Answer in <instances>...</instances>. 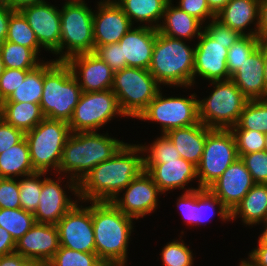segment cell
Listing matches in <instances>:
<instances>
[{
	"label": "cell",
	"mask_w": 267,
	"mask_h": 266,
	"mask_svg": "<svg viewBox=\"0 0 267 266\" xmlns=\"http://www.w3.org/2000/svg\"><path fill=\"white\" fill-rule=\"evenodd\" d=\"M264 230L261 232L260 236L258 237L257 245H267V220L263 222Z\"/></svg>",
	"instance_id": "cell-61"
},
{
	"label": "cell",
	"mask_w": 267,
	"mask_h": 266,
	"mask_svg": "<svg viewBox=\"0 0 267 266\" xmlns=\"http://www.w3.org/2000/svg\"><path fill=\"white\" fill-rule=\"evenodd\" d=\"M231 129L256 130L267 133V101L248 100L237 124Z\"/></svg>",
	"instance_id": "cell-36"
},
{
	"label": "cell",
	"mask_w": 267,
	"mask_h": 266,
	"mask_svg": "<svg viewBox=\"0 0 267 266\" xmlns=\"http://www.w3.org/2000/svg\"><path fill=\"white\" fill-rule=\"evenodd\" d=\"M176 3H178L177 7L187 14L196 17L203 24L216 17V14L209 8L207 0H179Z\"/></svg>",
	"instance_id": "cell-49"
},
{
	"label": "cell",
	"mask_w": 267,
	"mask_h": 266,
	"mask_svg": "<svg viewBox=\"0 0 267 266\" xmlns=\"http://www.w3.org/2000/svg\"><path fill=\"white\" fill-rule=\"evenodd\" d=\"M66 63L71 67L82 92L111 89L114 71L95 53L71 56Z\"/></svg>",
	"instance_id": "cell-20"
},
{
	"label": "cell",
	"mask_w": 267,
	"mask_h": 266,
	"mask_svg": "<svg viewBox=\"0 0 267 266\" xmlns=\"http://www.w3.org/2000/svg\"><path fill=\"white\" fill-rule=\"evenodd\" d=\"M25 133L0 118V154L21 142Z\"/></svg>",
	"instance_id": "cell-51"
},
{
	"label": "cell",
	"mask_w": 267,
	"mask_h": 266,
	"mask_svg": "<svg viewBox=\"0 0 267 266\" xmlns=\"http://www.w3.org/2000/svg\"><path fill=\"white\" fill-rule=\"evenodd\" d=\"M139 145L143 150L144 164H162L165 163V161H171L181 158L176 147L165 134H160V137H157L149 145Z\"/></svg>",
	"instance_id": "cell-38"
},
{
	"label": "cell",
	"mask_w": 267,
	"mask_h": 266,
	"mask_svg": "<svg viewBox=\"0 0 267 266\" xmlns=\"http://www.w3.org/2000/svg\"><path fill=\"white\" fill-rule=\"evenodd\" d=\"M6 40L28 47L38 56H40L39 54L42 51L34 31L30 28L26 18L19 10H15L10 16Z\"/></svg>",
	"instance_id": "cell-35"
},
{
	"label": "cell",
	"mask_w": 267,
	"mask_h": 266,
	"mask_svg": "<svg viewBox=\"0 0 267 266\" xmlns=\"http://www.w3.org/2000/svg\"><path fill=\"white\" fill-rule=\"evenodd\" d=\"M230 0H207L209 8L217 14L220 12Z\"/></svg>",
	"instance_id": "cell-59"
},
{
	"label": "cell",
	"mask_w": 267,
	"mask_h": 266,
	"mask_svg": "<svg viewBox=\"0 0 267 266\" xmlns=\"http://www.w3.org/2000/svg\"><path fill=\"white\" fill-rule=\"evenodd\" d=\"M60 248L56 225L37 223L16 241L15 253L24 258L37 259L45 265Z\"/></svg>",
	"instance_id": "cell-21"
},
{
	"label": "cell",
	"mask_w": 267,
	"mask_h": 266,
	"mask_svg": "<svg viewBox=\"0 0 267 266\" xmlns=\"http://www.w3.org/2000/svg\"><path fill=\"white\" fill-rule=\"evenodd\" d=\"M195 44L193 86L197 77L208 82L230 79L226 60L234 43L217 42L203 30Z\"/></svg>",
	"instance_id": "cell-17"
},
{
	"label": "cell",
	"mask_w": 267,
	"mask_h": 266,
	"mask_svg": "<svg viewBox=\"0 0 267 266\" xmlns=\"http://www.w3.org/2000/svg\"><path fill=\"white\" fill-rule=\"evenodd\" d=\"M170 0L165 8L158 32L174 39L193 41L199 38L204 30V24L196 17L187 14Z\"/></svg>",
	"instance_id": "cell-26"
},
{
	"label": "cell",
	"mask_w": 267,
	"mask_h": 266,
	"mask_svg": "<svg viewBox=\"0 0 267 266\" xmlns=\"http://www.w3.org/2000/svg\"><path fill=\"white\" fill-rule=\"evenodd\" d=\"M0 52L4 67L9 69L32 70L44 61L32 49L7 40L0 44Z\"/></svg>",
	"instance_id": "cell-33"
},
{
	"label": "cell",
	"mask_w": 267,
	"mask_h": 266,
	"mask_svg": "<svg viewBox=\"0 0 267 266\" xmlns=\"http://www.w3.org/2000/svg\"><path fill=\"white\" fill-rule=\"evenodd\" d=\"M265 151H267V133L265 134Z\"/></svg>",
	"instance_id": "cell-65"
},
{
	"label": "cell",
	"mask_w": 267,
	"mask_h": 266,
	"mask_svg": "<svg viewBox=\"0 0 267 266\" xmlns=\"http://www.w3.org/2000/svg\"><path fill=\"white\" fill-rule=\"evenodd\" d=\"M258 47L261 49L264 57V79L267 91V38L260 39Z\"/></svg>",
	"instance_id": "cell-58"
},
{
	"label": "cell",
	"mask_w": 267,
	"mask_h": 266,
	"mask_svg": "<svg viewBox=\"0 0 267 266\" xmlns=\"http://www.w3.org/2000/svg\"><path fill=\"white\" fill-rule=\"evenodd\" d=\"M157 33L148 68L159 85L193 87L195 46Z\"/></svg>",
	"instance_id": "cell-4"
},
{
	"label": "cell",
	"mask_w": 267,
	"mask_h": 266,
	"mask_svg": "<svg viewBox=\"0 0 267 266\" xmlns=\"http://www.w3.org/2000/svg\"><path fill=\"white\" fill-rule=\"evenodd\" d=\"M260 0H230L216 18L242 36H257ZM255 28L248 29L251 24ZM249 31H245V30ZM247 32V33H246Z\"/></svg>",
	"instance_id": "cell-25"
},
{
	"label": "cell",
	"mask_w": 267,
	"mask_h": 266,
	"mask_svg": "<svg viewBox=\"0 0 267 266\" xmlns=\"http://www.w3.org/2000/svg\"><path fill=\"white\" fill-rule=\"evenodd\" d=\"M236 141L230 129H211L197 166L198 188H208L238 159Z\"/></svg>",
	"instance_id": "cell-12"
},
{
	"label": "cell",
	"mask_w": 267,
	"mask_h": 266,
	"mask_svg": "<svg viewBox=\"0 0 267 266\" xmlns=\"http://www.w3.org/2000/svg\"><path fill=\"white\" fill-rule=\"evenodd\" d=\"M18 179L0 178V208H21Z\"/></svg>",
	"instance_id": "cell-45"
},
{
	"label": "cell",
	"mask_w": 267,
	"mask_h": 266,
	"mask_svg": "<svg viewBox=\"0 0 267 266\" xmlns=\"http://www.w3.org/2000/svg\"><path fill=\"white\" fill-rule=\"evenodd\" d=\"M193 251L184 240L173 239L162 248L161 261L164 266H194Z\"/></svg>",
	"instance_id": "cell-42"
},
{
	"label": "cell",
	"mask_w": 267,
	"mask_h": 266,
	"mask_svg": "<svg viewBox=\"0 0 267 266\" xmlns=\"http://www.w3.org/2000/svg\"><path fill=\"white\" fill-rule=\"evenodd\" d=\"M257 36L260 39L267 38V0H260Z\"/></svg>",
	"instance_id": "cell-55"
},
{
	"label": "cell",
	"mask_w": 267,
	"mask_h": 266,
	"mask_svg": "<svg viewBox=\"0 0 267 266\" xmlns=\"http://www.w3.org/2000/svg\"><path fill=\"white\" fill-rule=\"evenodd\" d=\"M44 172H35L28 176L18 178L21 208L25 211L34 212L39 204V196L44 181Z\"/></svg>",
	"instance_id": "cell-39"
},
{
	"label": "cell",
	"mask_w": 267,
	"mask_h": 266,
	"mask_svg": "<svg viewBox=\"0 0 267 266\" xmlns=\"http://www.w3.org/2000/svg\"><path fill=\"white\" fill-rule=\"evenodd\" d=\"M213 91L198 99L199 121L211 129L234 127L248 99L231 80L211 81Z\"/></svg>",
	"instance_id": "cell-6"
},
{
	"label": "cell",
	"mask_w": 267,
	"mask_h": 266,
	"mask_svg": "<svg viewBox=\"0 0 267 266\" xmlns=\"http://www.w3.org/2000/svg\"><path fill=\"white\" fill-rule=\"evenodd\" d=\"M256 183L239 157L208 189L231 212Z\"/></svg>",
	"instance_id": "cell-19"
},
{
	"label": "cell",
	"mask_w": 267,
	"mask_h": 266,
	"mask_svg": "<svg viewBox=\"0 0 267 266\" xmlns=\"http://www.w3.org/2000/svg\"><path fill=\"white\" fill-rule=\"evenodd\" d=\"M14 11L0 0V44L6 40L10 16Z\"/></svg>",
	"instance_id": "cell-52"
},
{
	"label": "cell",
	"mask_w": 267,
	"mask_h": 266,
	"mask_svg": "<svg viewBox=\"0 0 267 266\" xmlns=\"http://www.w3.org/2000/svg\"><path fill=\"white\" fill-rule=\"evenodd\" d=\"M255 183L267 184V151H257L240 156Z\"/></svg>",
	"instance_id": "cell-44"
},
{
	"label": "cell",
	"mask_w": 267,
	"mask_h": 266,
	"mask_svg": "<svg viewBox=\"0 0 267 266\" xmlns=\"http://www.w3.org/2000/svg\"><path fill=\"white\" fill-rule=\"evenodd\" d=\"M247 259L255 266H267V245H257L248 254Z\"/></svg>",
	"instance_id": "cell-54"
},
{
	"label": "cell",
	"mask_w": 267,
	"mask_h": 266,
	"mask_svg": "<svg viewBox=\"0 0 267 266\" xmlns=\"http://www.w3.org/2000/svg\"><path fill=\"white\" fill-rule=\"evenodd\" d=\"M124 144L108 133H71L63 148L58 175L79 183L95 166L111 159Z\"/></svg>",
	"instance_id": "cell-3"
},
{
	"label": "cell",
	"mask_w": 267,
	"mask_h": 266,
	"mask_svg": "<svg viewBox=\"0 0 267 266\" xmlns=\"http://www.w3.org/2000/svg\"><path fill=\"white\" fill-rule=\"evenodd\" d=\"M35 224L34 214L22 208H0V227L8 231L16 242Z\"/></svg>",
	"instance_id": "cell-37"
},
{
	"label": "cell",
	"mask_w": 267,
	"mask_h": 266,
	"mask_svg": "<svg viewBox=\"0 0 267 266\" xmlns=\"http://www.w3.org/2000/svg\"><path fill=\"white\" fill-rule=\"evenodd\" d=\"M16 242L10 233L0 227V256L9 255L15 252Z\"/></svg>",
	"instance_id": "cell-53"
},
{
	"label": "cell",
	"mask_w": 267,
	"mask_h": 266,
	"mask_svg": "<svg viewBox=\"0 0 267 266\" xmlns=\"http://www.w3.org/2000/svg\"><path fill=\"white\" fill-rule=\"evenodd\" d=\"M236 141L237 153L250 154L265 149V134L256 130L230 129Z\"/></svg>",
	"instance_id": "cell-43"
},
{
	"label": "cell",
	"mask_w": 267,
	"mask_h": 266,
	"mask_svg": "<svg viewBox=\"0 0 267 266\" xmlns=\"http://www.w3.org/2000/svg\"><path fill=\"white\" fill-rule=\"evenodd\" d=\"M215 213L218 214L221 221L230 222V212L222 204V201L208 188H198L196 190V226L207 223Z\"/></svg>",
	"instance_id": "cell-34"
},
{
	"label": "cell",
	"mask_w": 267,
	"mask_h": 266,
	"mask_svg": "<svg viewBox=\"0 0 267 266\" xmlns=\"http://www.w3.org/2000/svg\"><path fill=\"white\" fill-rule=\"evenodd\" d=\"M4 63L2 61V56H1V52H0V76L2 75V73L4 72Z\"/></svg>",
	"instance_id": "cell-63"
},
{
	"label": "cell",
	"mask_w": 267,
	"mask_h": 266,
	"mask_svg": "<svg viewBox=\"0 0 267 266\" xmlns=\"http://www.w3.org/2000/svg\"><path fill=\"white\" fill-rule=\"evenodd\" d=\"M204 31L215 41L221 43H235L242 35L223 24L216 17L204 25Z\"/></svg>",
	"instance_id": "cell-47"
},
{
	"label": "cell",
	"mask_w": 267,
	"mask_h": 266,
	"mask_svg": "<svg viewBox=\"0 0 267 266\" xmlns=\"http://www.w3.org/2000/svg\"><path fill=\"white\" fill-rule=\"evenodd\" d=\"M44 83V61L29 70L24 81L4 102H31L40 104Z\"/></svg>",
	"instance_id": "cell-32"
},
{
	"label": "cell",
	"mask_w": 267,
	"mask_h": 266,
	"mask_svg": "<svg viewBox=\"0 0 267 266\" xmlns=\"http://www.w3.org/2000/svg\"><path fill=\"white\" fill-rule=\"evenodd\" d=\"M77 203L56 224L60 246L85 253H96L92 222V202ZM88 205V206H87Z\"/></svg>",
	"instance_id": "cell-14"
},
{
	"label": "cell",
	"mask_w": 267,
	"mask_h": 266,
	"mask_svg": "<svg viewBox=\"0 0 267 266\" xmlns=\"http://www.w3.org/2000/svg\"><path fill=\"white\" fill-rule=\"evenodd\" d=\"M135 219L112 202H92L96 254L105 265H127L128 245Z\"/></svg>",
	"instance_id": "cell-2"
},
{
	"label": "cell",
	"mask_w": 267,
	"mask_h": 266,
	"mask_svg": "<svg viewBox=\"0 0 267 266\" xmlns=\"http://www.w3.org/2000/svg\"><path fill=\"white\" fill-rule=\"evenodd\" d=\"M139 143H125L111 158L95 166L78 183L82 203L111 202L144 170Z\"/></svg>",
	"instance_id": "cell-1"
},
{
	"label": "cell",
	"mask_w": 267,
	"mask_h": 266,
	"mask_svg": "<svg viewBox=\"0 0 267 266\" xmlns=\"http://www.w3.org/2000/svg\"><path fill=\"white\" fill-rule=\"evenodd\" d=\"M0 266H15V252L0 256Z\"/></svg>",
	"instance_id": "cell-60"
},
{
	"label": "cell",
	"mask_w": 267,
	"mask_h": 266,
	"mask_svg": "<svg viewBox=\"0 0 267 266\" xmlns=\"http://www.w3.org/2000/svg\"><path fill=\"white\" fill-rule=\"evenodd\" d=\"M1 1L14 10H20L22 7L42 3L47 0H1Z\"/></svg>",
	"instance_id": "cell-56"
},
{
	"label": "cell",
	"mask_w": 267,
	"mask_h": 266,
	"mask_svg": "<svg viewBox=\"0 0 267 266\" xmlns=\"http://www.w3.org/2000/svg\"><path fill=\"white\" fill-rule=\"evenodd\" d=\"M46 266H105L96 253H85L60 246Z\"/></svg>",
	"instance_id": "cell-40"
},
{
	"label": "cell",
	"mask_w": 267,
	"mask_h": 266,
	"mask_svg": "<svg viewBox=\"0 0 267 266\" xmlns=\"http://www.w3.org/2000/svg\"><path fill=\"white\" fill-rule=\"evenodd\" d=\"M239 266H255L251 261H249L247 258L240 260Z\"/></svg>",
	"instance_id": "cell-62"
},
{
	"label": "cell",
	"mask_w": 267,
	"mask_h": 266,
	"mask_svg": "<svg viewBox=\"0 0 267 266\" xmlns=\"http://www.w3.org/2000/svg\"><path fill=\"white\" fill-rule=\"evenodd\" d=\"M35 172L25 138L0 154V178L18 179Z\"/></svg>",
	"instance_id": "cell-30"
},
{
	"label": "cell",
	"mask_w": 267,
	"mask_h": 266,
	"mask_svg": "<svg viewBox=\"0 0 267 266\" xmlns=\"http://www.w3.org/2000/svg\"><path fill=\"white\" fill-rule=\"evenodd\" d=\"M105 266H127V265H105Z\"/></svg>",
	"instance_id": "cell-67"
},
{
	"label": "cell",
	"mask_w": 267,
	"mask_h": 266,
	"mask_svg": "<svg viewBox=\"0 0 267 266\" xmlns=\"http://www.w3.org/2000/svg\"><path fill=\"white\" fill-rule=\"evenodd\" d=\"M1 118L8 124L23 131H31L45 116L40 104L31 102H4Z\"/></svg>",
	"instance_id": "cell-31"
},
{
	"label": "cell",
	"mask_w": 267,
	"mask_h": 266,
	"mask_svg": "<svg viewBox=\"0 0 267 266\" xmlns=\"http://www.w3.org/2000/svg\"><path fill=\"white\" fill-rule=\"evenodd\" d=\"M93 14V36L95 49L113 44L131 29L133 24L115 0L97 1Z\"/></svg>",
	"instance_id": "cell-18"
},
{
	"label": "cell",
	"mask_w": 267,
	"mask_h": 266,
	"mask_svg": "<svg viewBox=\"0 0 267 266\" xmlns=\"http://www.w3.org/2000/svg\"><path fill=\"white\" fill-rule=\"evenodd\" d=\"M34 31L39 45L60 61L61 17L58 6L45 1L19 10Z\"/></svg>",
	"instance_id": "cell-16"
},
{
	"label": "cell",
	"mask_w": 267,
	"mask_h": 266,
	"mask_svg": "<svg viewBox=\"0 0 267 266\" xmlns=\"http://www.w3.org/2000/svg\"><path fill=\"white\" fill-rule=\"evenodd\" d=\"M15 266H46L42 261L37 259L24 258L15 253Z\"/></svg>",
	"instance_id": "cell-57"
},
{
	"label": "cell",
	"mask_w": 267,
	"mask_h": 266,
	"mask_svg": "<svg viewBox=\"0 0 267 266\" xmlns=\"http://www.w3.org/2000/svg\"><path fill=\"white\" fill-rule=\"evenodd\" d=\"M3 103H4V100L0 97V118L2 116Z\"/></svg>",
	"instance_id": "cell-64"
},
{
	"label": "cell",
	"mask_w": 267,
	"mask_h": 266,
	"mask_svg": "<svg viewBox=\"0 0 267 266\" xmlns=\"http://www.w3.org/2000/svg\"><path fill=\"white\" fill-rule=\"evenodd\" d=\"M70 134L68 122L47 118L25 133L31 163L36 172L47 173L54 170L58 177L63 148Z\"/></svg>",
	"instance_id": "cell-7"
},
{
	"label": "cell",
	"mask_w": 267,
	"mask_h": 266,
	"mask_svg": "<svg viewBox=\"0 0 267 266\" xmlns=\"http://www.w3.org/2000/svg\"><path fill=\"white\" fill-rule=\"evenodd\" d=\"M248 100L264 99L267 95L264 79V57L257 47L230 77Z\"/></svg>",
	"instance_id": "cell-24"
},
{
	"label": "cell",
	"mask_w": 267,
	"mask_h": 266,
	"mask_svg": "<svg viewBox=\"0 0 267 266\" xmlns=\"http://www.w3.org/2000/svg\"><path fill=\"white\" fill-rule=\"evenodd\" d=\"M241 218L244 225L252 226L267 220V184L256 183L230 212V221Z\"/></svg>",
	"instance_id": "cell-28"
},
{
	"label": "cell",
	"mask_w": 267,
	"mask_h": 266,
	"mask_svg": "<svg viewBox=\"0 0 267 266\" xmlns=\"http://www.w3.org/2000/svg\"><path fill=\"white\" fill-rule=\"evenodd\" d=\"M181 194L176 200V206L180 210L184 222L187 223L186 225L196 227V190Z\"/></svg>",
	"instance_id": "cell-50"
},
{
	"label": "cell",
	"mask_w": 267,
	"mask_h": 266,
	"mask_svg": "<svg viewBox=\"0 0 267 266\" xmlns=\"http://www.w3.org/2000/svg\"><path fill=\"white\" fill-rule=\"evenodd\" d=\"M258 36H241L229 49L227 53V69L232 76L246 58L259 46Z\"/></svg>",
	"instance_id": "cell-41"
},
{
	"label": "cell",
	"mask_w": 267,
	"mask_h": 266,
	"mask_svg": "<svg viewBox=\"0 0 267 266\" xmlns=\"http://www.w3.org/2000/svg\"><path fill=\"white\" fill-rule=\"evenodd\" d=\"M117 116L126 117L120 109L115 93L111 89L82 92L68 124L71 133L97 132Z\"/></svg>",
	"instance_id": "cell-11"
},
{
	"label": "cell",
	"mask_w": 267,
	"mask_h": 266,
	"mask_svg": "<svg viewBox=\"0 0 267 266\" xmlns=\"http://www.w3.org/2000/svg\"><path fill=\"white\" fill-rule=\"evenodd\" d=\"M131 23L157 29L170 0H115ZM160 20V21H159Z\"/></svg>",
	"instance_id": "cell-29"
},
{
	"label": "cell",
	"mask_w": 267,
	"mask_h": 266,
	"mask_svg": "<svg viewBox=\"0 0 267 266\" xmlns=\"http://www.w3.org/2000/svg\"><path fill=\"white\" fill-rule=\"evenodd\" d=\"M210 130L211 128L199 122L195 125L172 129L165 135L174 144L180 157L197 167L201 161L206 137Z\"/></svg>",
	"instance_id": "cell-27"
},
{
	"label": "cell",
	"mask_w": 267,
	"mask_h": 266,
	"mask_svg": "<svg viewBox=\"0 0 267 266\" xmlns=\"http://www.w3.org/2000/svg\"><path fill=\"white\" fill-rule=\"evenodd\" d=\"M79 1H83V0H66V2H79Z\"/></svg>",
	"instance_id": "cell-66"
},
{
	"label": "cell",
	"mask_w": 267,
	"mask_h": 266,
	"mask_svg": "<svg viewBox=\"0 0 267 266\" xmlns=\"http://www.w3.org/2000/svg\"><path fill=\"white\" fill-rule=\"evenodd\" d=\"M81 95V87L65 61H44L40 106L45 118L69 123Z\"/></svg>",
	"instance_id": "cell-5"
},
{
	"label": "cell",
	"mask_w": 267,
	"mask_h": 266,
	"mask_svg": "<svg viewBox=\"0 0 267 266\" xmlns=\"http://www.w3.org/2000/svg\"><path fill=\"white\" fill-rule=\"evenodd\" d=\"M62 5L60 9V61L66 62L71 56L94 52V10L91 6L88 7L85 0L64 2Z\"/></svg>",
	"instance_id": "cell-8"
},
{
	"label": "cell",
	"mask_w": 267,
	"mask_h": 266,
	"mask_svg": "<svg viewBox=\"0 0 267 266\" xmlns=\"http://www.w3.org/2000/svg\"><path fill=\"white\" fill-rule=\"evenodd\" d=\"M114 72L127 67L126 59L123 58L122 46L119 42L98 46L94 52Z\"/></svg>",
	"instance_id": "cell-46"
},
{
	"label": "cell",
	"mask_w": 267,
	"mask_h": 266,
	"mask_svg": "<svg viewBox=\"0 0 267 266\" xmlns=\"http://www.w3.org/2000/svg\"><path fill=\"white\" fill-rule=\"evenodd\" d=\"M157 33V29L136 25L132 26L120 39L119 44L122 46L123 58L126 59L127 67L148 70Z\"/></svg>",
	"instance_id": "cell-23"
},
{
	"label": "cell",
	"mask_w": 267,
	"mask_h": 266,
	"mask_svg": "<svg viewBox=\"0 0 267 266\" xmlns=\"http://www.w3.org/2000/svg\"><path fill=\"white\" fill-rule=\"evenodd\" d=\"M159 90L155 98L137 118L160 124L161 134L172 129L187 127L199 123L198 96L196 93L186 96H165Z\"/></svg>",
	"instance_id": "cell-10"
},
{
	"label": "cell",
	"mask_w": 267,
	"mask_h": 266,
	"mask_svg": "<svg viewBox=\"0 0 267 266\" xmlns=\"http://www.w3.org/2000/svg\"><path fill=\"white\" fill-rule=\"evenodd\" d=\"M29 70L5 68L0 76V97L6 100L12 92L24 81Z\"/></svg>",
	"instance_id": "cell-48"
},
{
	"label": "cell",
	"mask_w": 267,
	"mask_h": 266,
	"mask_svg": "<svg viewBox=\"0 0 267 266\" xmlns=\"http://www.w3.org/2000/svg\"><path fill=\"white\" fill-rule=\"evenodd\" d=\"M124 192V193H123ZM111 202L125 215L138 220L158 208L159 195L163 193L151 176L143 170ZM121 196V197H120Z\"/></svg>",
	"instance_id": "cell-15"
},
{
	"label": "cell",
	"mask_w": 267,
	"mask_h": 266,
	"mask_svg": "<svg viewBox=\"0 0 267 266\" xmlns=\"http://www.w3.org/2000/svg\"><path fill=\"white\" fill-rule=\"evenodd\" d=\"M44 176L42 190L39 196V204L34 212L35 222L56 225L61 218L70 211L77 203H79L78 182L74 179L62 175L56 180L51 177ZM67 179L64 187L61 185L63 179ZM72 192L76 196V200H72L71 195H67L65 189ZM78 198V199H77Z\"/></svg>",
	"instance_id": "cell-13"
},
{
	"label": "cell",
	"mask_w": 267,
	"mask_h": 266,
	"mask_svg": "<svg viewBox=\"0 0 267 266\" xmlns=\"http://www.w3.org/2000/svg\"><path fill=\"white\" fill-rule=\"evenodd\" d=\"M144 170L164 194L167 191L184 189L183 192L197 190V187H186L197 180V167L183 158L165 161L162 164H144ZM186 187V188H185Z\"/></svg>",
	"instance_id": "cell-22"
},
{
	"label": "cell",
	"mask_w": 267,
	"mask_h": 266,
	"mask_svg": "<svg viewBox=\"0 0 267 266\" xmlns=\"http://www.w3.org/2000/svg\"><path fill=\"white\" fill-rule=\"evenodd\" d=\"M162 87L147 69L125 67L115 71L111 90L128 118H138Z\"/></svg>",
	"instance_id": "cell-9"
}]
</instances>
